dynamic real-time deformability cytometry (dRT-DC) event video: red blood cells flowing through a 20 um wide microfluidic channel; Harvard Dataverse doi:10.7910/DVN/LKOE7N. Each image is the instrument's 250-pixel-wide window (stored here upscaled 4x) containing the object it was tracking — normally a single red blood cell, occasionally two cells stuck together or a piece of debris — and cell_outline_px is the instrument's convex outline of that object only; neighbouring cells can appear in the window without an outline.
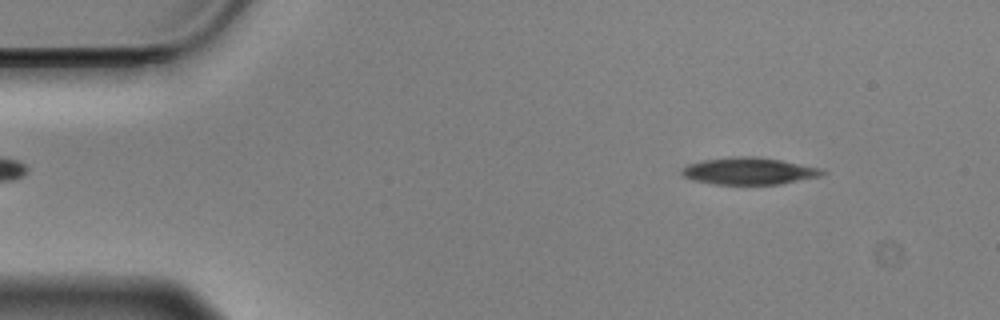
{"species": "Egyptian fruit bat (a non-hibernating species)", "species_latin": "Rousettus aegyptiacus", "temperature_condition": "cold", "stored_images_in_passage": 56, "camera_frame_rate_fps": 3000, "um_per_image_px": 0.085, "animal": {"sex": "male"}, "frame": {"image": 1, "passage_image": 6, "time_ms": 1.667, "image_size_px": [1000, 320], "cell_outline_px": [[824, 172], [820, 176], [780, 184], [712, 184], [692, 180], [684, 176], [680, 172], [680, 168], [688, 164], [704, 160], [740, 156], [752, 156], [780, 160], [820, 168]], "centroid_in_image_um": [63.6, 14.54], "position_along_channel_um": 21.4, "area_um2": 21.85}}
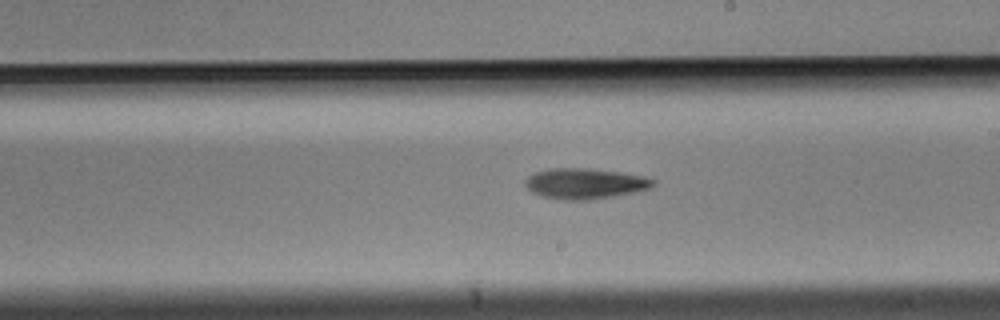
{"frame": {"image": 2, "passage_image": 31, "time_ms": 10.0, "image_size_px": [1000, 320], "cell_outline_px": [[656, 184], [652, 188], [612, 196], [588, 200], [564, 200], [544, 196], [532, 192], [524, 184], [524, 180], [528, 176], [536, 172], [548, 168], [588, 168], [620, 172], [644, 176], [656, 180]], "centroid_in_image_um": [49.73, 15.59], "position_along_channel_um": 239.3, "area_um2": 22.77}}
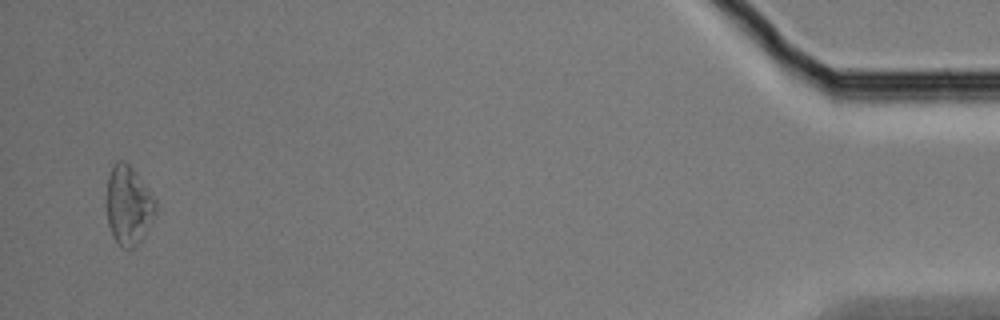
{"frame": {"image": 3, "passage_image": 54, "time_ms": 17.667, "image_size_px": [1000, 320], "cell_outline_px": [[156, 212], [136, 248], [124, 248], [112, 236], [108, 224], [104, 204], [104, 200], [108, 176], [116, 160], [124, 160], [132, 168], [156, 200]], "centroid_in_image_um": [10.87, 17.45], "position_along_channel_um": 424.3, "area_um2": 22.77}, "authors_computed_cell_mechanics": {"area_um2": 21.964, "velocity_mm_per_s": 3.5269, "shape_relaxation_time_tau1_ms": 3.5314, "shape_relaxation_time_tau2_ms": null, "deformation_change_tau1": 0.1216, "deformation_change_tau2": null}}